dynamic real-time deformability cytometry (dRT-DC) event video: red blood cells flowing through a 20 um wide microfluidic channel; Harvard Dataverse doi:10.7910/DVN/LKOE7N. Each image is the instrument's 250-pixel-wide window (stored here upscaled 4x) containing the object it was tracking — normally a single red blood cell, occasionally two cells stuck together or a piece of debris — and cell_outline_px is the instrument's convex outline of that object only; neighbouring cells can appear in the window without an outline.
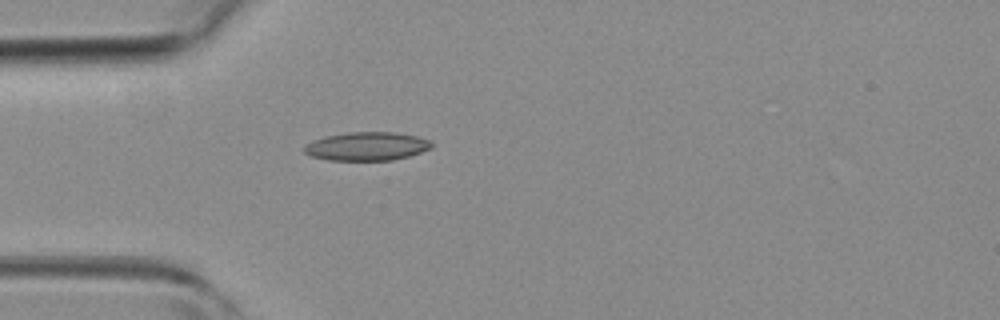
{"species": "common noctule bat (a hibernating species)", "species_latin": "Nyctalus noctula", "temperature_condition": "room temperature", "stored_images_in_passage": 1, "camera_frame_rate_fps": 3000, "um_per_image_px": 0.085, "animal": {"sex": "female", "body_mass_g": 19.3, "forearm_length_mm": 54.1}, "frame": {"image": 1, "passage_image": 1, "time_ms": 0.0, "image_size_px": [1000, 320], "cell_outline_px": [[432, 148], [408, 156], [392, 160], [328, 160], [312, 156], [304, 152], [304, 144], [312, 140], [324, 136], [348, 132], [396, 132], [416, 136], [432, 140]], "centroid_in_image_um": [31.17, 12.42], "position_along_channel_um": 53.8, "area_um2": 21.27}}